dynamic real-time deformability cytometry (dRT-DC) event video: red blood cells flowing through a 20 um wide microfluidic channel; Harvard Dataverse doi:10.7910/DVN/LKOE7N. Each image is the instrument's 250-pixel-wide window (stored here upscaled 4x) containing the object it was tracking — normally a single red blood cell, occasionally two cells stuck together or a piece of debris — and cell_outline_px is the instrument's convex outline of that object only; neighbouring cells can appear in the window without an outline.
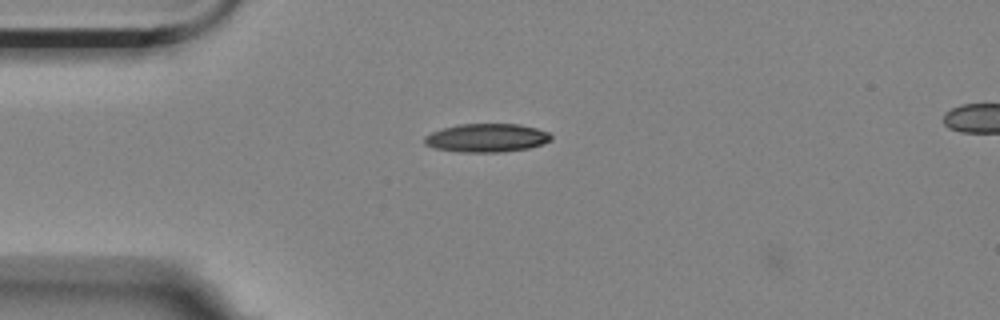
{"species": "Egyptian fruit bat (a non-hibernating species)", "species_latin": "Rousettus aegyptiacus", "temperature_condition": "room temperature", "stored_images_in_passage": 5, "camera_frame_rate_fps": 3000, "um_per_image_px": 0.085, "animal": {"sex": "female"}, "frame": {"image": 1, "passage_image": 4, "time_ms": 1.0, "image_size_px": [1000, 320], "cell_outline_px": [[552, 140], [528, 148], [504, 152], [460, 152], [436, 148], [424, 144], [424, 136], [432, 132], [444, 128], [460, 124], [520, 124], [536, 128], [548, 132], [552, 136]], "centroid_in_image_um": [41.37, 11.72], "position_along_channel_um": 43.6, "area_um2": 20.92}}